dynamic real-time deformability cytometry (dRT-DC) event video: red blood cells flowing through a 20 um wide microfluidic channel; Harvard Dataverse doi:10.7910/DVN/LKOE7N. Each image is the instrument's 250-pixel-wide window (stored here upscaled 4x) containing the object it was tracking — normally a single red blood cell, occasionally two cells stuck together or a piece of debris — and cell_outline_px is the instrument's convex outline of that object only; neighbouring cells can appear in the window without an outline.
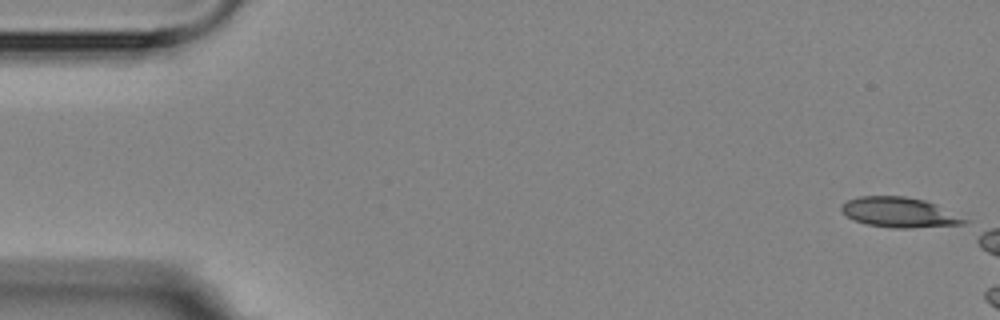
{"species": "Egyptian fruit bat (a non-hibernating species)", "species_latin": "Rousettus aegyptiacus", "temperature_condition": "room temperature", "stored_images_in_passage": 5, "camera_frame_rate_fps": 3000, "um_per_image_px": 0.085, "animal": {"sex": "female"}, "frame": {"image": 1, "passage_image": 1, "time_ms": 0.0, "image_size_px": [1000, 320], "cell_outline_px": [[972, 224], [912, 228], [896, 228], [868, 224], [852, 220], [840, 208], [840, 204], [848, 200], [860, 196], [904, 196], [924, 200], [936, 204], [972, 220]], "centroid_in_image_um": [76.55, 18.06], "position_along_channel_um": 8.5, "area_um2": 21.85}}